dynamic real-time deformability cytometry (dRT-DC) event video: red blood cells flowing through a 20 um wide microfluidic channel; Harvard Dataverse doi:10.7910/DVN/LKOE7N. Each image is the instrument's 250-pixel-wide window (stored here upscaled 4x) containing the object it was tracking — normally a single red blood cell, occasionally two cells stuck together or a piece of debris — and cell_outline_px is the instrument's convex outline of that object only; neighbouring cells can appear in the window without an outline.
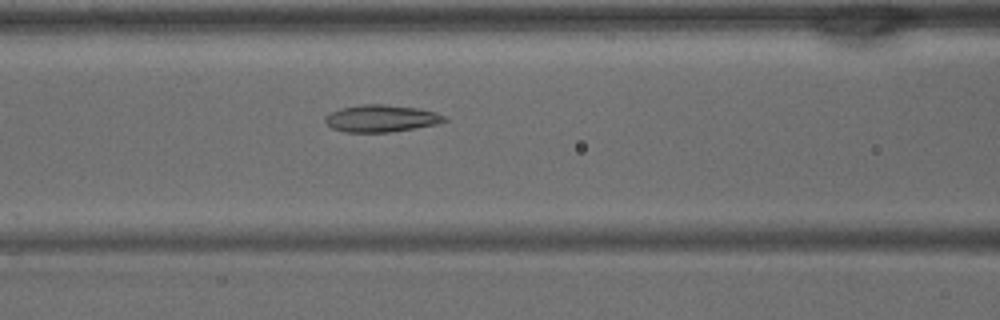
{"species": "common noctule bat (a hibernating species)", "species_latin": "Nyctalus noctula", "temperature_condition": "warm", "stored_images_in_passage": 35, "camera_frame_rate_fps": 3000, "um_per_image_px": 0.085, "animal": {"sex": "male", "body_mass_g": 15.6}, "frame": {"image": 1, "passage_image": 11, "time_ms": 3.333, "image_size_px": [1000, 320], "cell_outline_px": [[448, 120], [440, 124], [392, 132], [344, 132], [332, 128], [324, 120], [324, 116], [340, 108], [360, 104], [384, 104], [420, 108], [436, 112], [448, 116]], "centroid_in_image_um": [32.46, 10.06], "position_along_channel_um": 134.1, "area_um2": 19.19}}
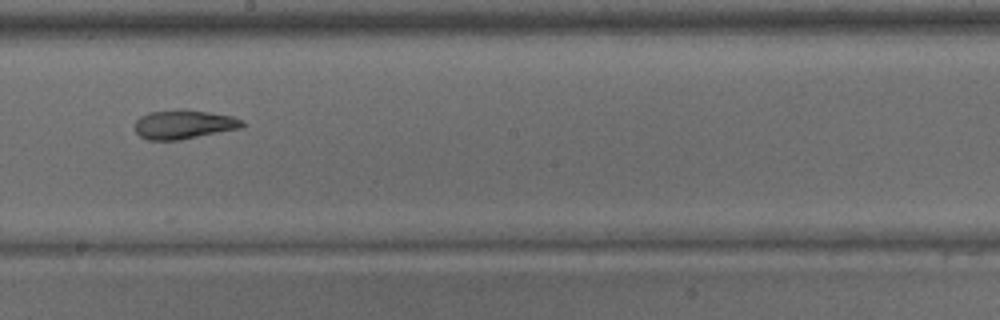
{"frame": {"image": 2, "passage_image": 17, "time_ms": 5.333, "image_size_px": [1000, 320], "cell_outline_px": [[244, 128], [180, 140], [148, 140], [140, 136], [136, 132], [136, 120], [140, 116], [148, 112], [180, 108], [184, 108], [232, 116], [244, 120]], "centroid_in_image_um": [15.65, 10.56], "position_along_channel_um": 232.5, "area_um2": 18.55}}
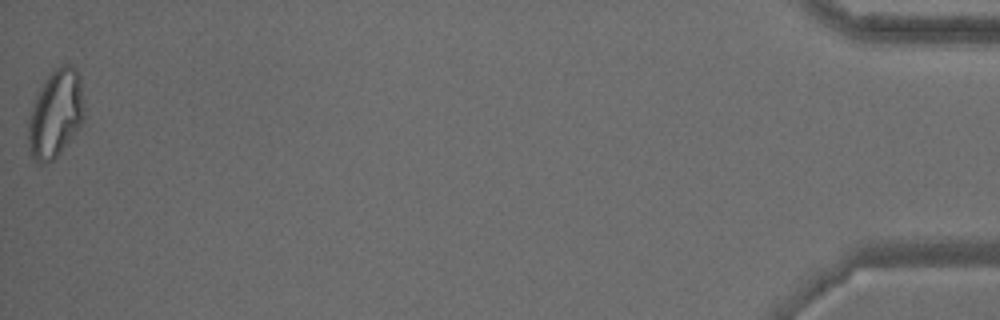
{"frame": {"image": 3, "passage_image": 35, "time_ms": 11.333, "image_size_px": [1000, 320], "cell_outline_px": [[84, 120], [60, 152], [48, 164], [40, 164], [32, 156], [28, 148], [28, 120], [36, 96], [44, 80], [52, 68], [60, 64], [72, 64], [76, 68], [80, 80]], "centroid_in_image_um": [4.7, 9.64], "position_along_channel_um": 430.5, "area_um2": 28.5}}